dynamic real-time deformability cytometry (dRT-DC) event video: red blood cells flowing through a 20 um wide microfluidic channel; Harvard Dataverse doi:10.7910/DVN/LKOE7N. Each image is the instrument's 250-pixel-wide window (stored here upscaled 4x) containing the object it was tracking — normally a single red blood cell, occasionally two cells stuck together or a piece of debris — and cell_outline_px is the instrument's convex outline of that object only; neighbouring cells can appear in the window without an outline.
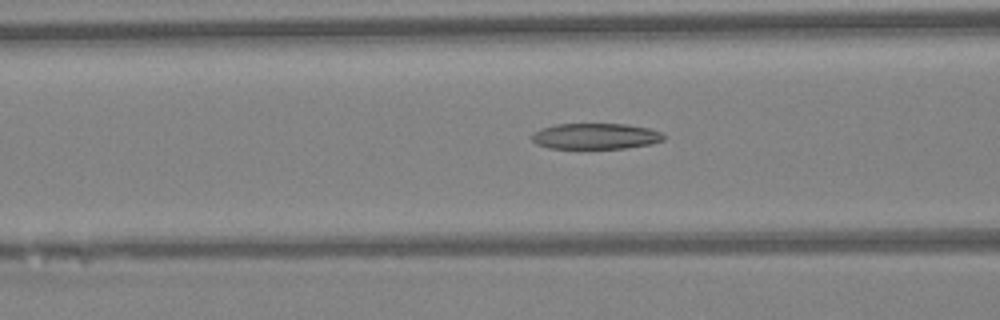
{"species": "Egyptian fruit bat (a non-hibernating species)", "species_latin": "Rousettus aegyptiacus", "temperature_condition": "warm", "stored_images_in_passage": 27, "camera_frame_rate_fps": 3000, "um_per_image_px": 0.085, "animal": {"sex": "female"}, "frame": {"image": 1, "passage_image": 8, "time_ms": 2.333, "image_size_px": [1000, 320], "cell_outline_px": [[664, 140], [652, 144], [624, 148], [548, 148], [536, 144], [532, 140], [532, 132], [556, 124], [624, 124], [648, 128], [660, 132], [664, 136]], "centroid_in_image_um": [50.61, 11.58], "position_along_channel_um": 116.0, "area_um2": 19.77}}
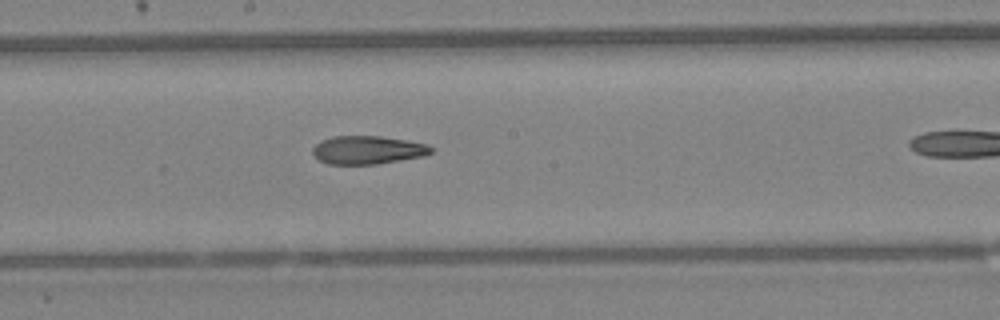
{"frame": {"image": 2, "passage_image": 15, "time_ms": 4.667, "image_size_px": [1000, 320], "cell_outline_px": [[436, 148], [432, 152], [424, 156], [376, 164], [328, 164], [320, 160], [312, 152], [312, 148], [320, 140], [332, 136], [380, 136], [408, 140], [428, 144]], "centroid_in_image_um": [31.28, 12.74], "position_along_channel_um": 216.9, "area_um2": 19.65}}
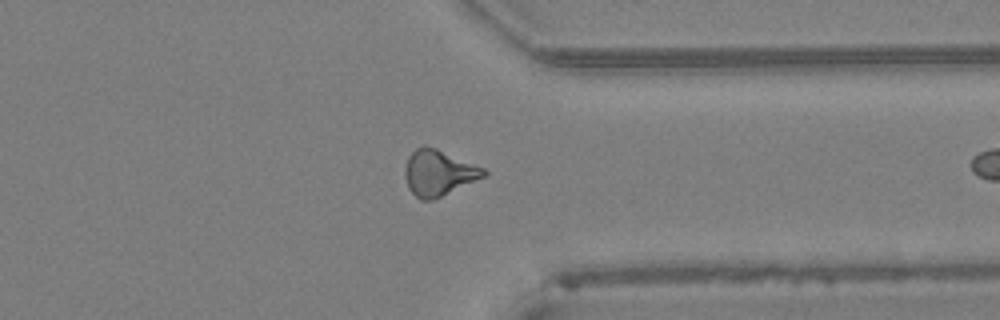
{"frame": {"image": 3, "passage_image": 26, "time_ms": 8.333, "image_size_px": [1000, 320], "cell_outline_px": [[488, 172], [484, 176], [432, 200], [420, 200], [408, 188], [404, 176], [404, 168], [408, 156], [416, 148], [424, 144], [436, 148], [484, 168]], "centroid_in_image_um": [37.22, 14.67], "position_along_channel_um": 374.2, "area_um2": 20.81}}